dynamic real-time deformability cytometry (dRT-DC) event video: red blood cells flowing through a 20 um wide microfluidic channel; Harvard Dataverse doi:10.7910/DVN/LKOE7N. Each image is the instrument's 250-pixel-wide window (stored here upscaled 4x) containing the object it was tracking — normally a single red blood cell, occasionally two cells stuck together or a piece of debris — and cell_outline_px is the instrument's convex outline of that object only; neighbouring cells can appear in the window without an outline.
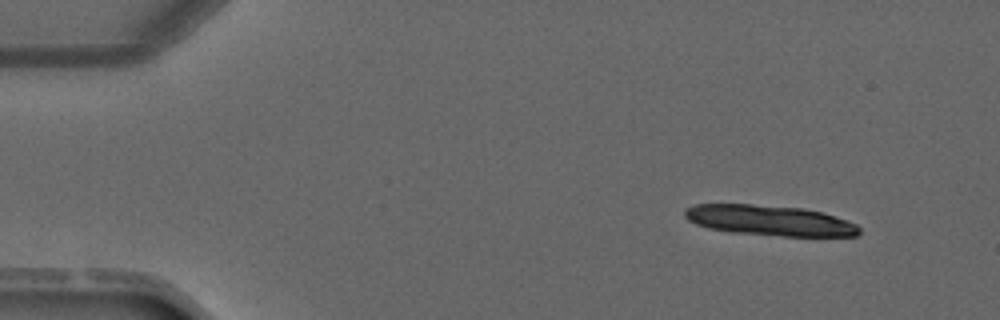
{"species": "common noctule bat (a hibernating species)", "species_latin": "Nyctalus noctula", "temperature_condition": "warm", "stored_images_in_passage": 4, "camera_frame_rate_fps": 3000, "um_per_image_px": 0.085, "animal": {"sex": "male", "forearm_length_mm": 52.5}, "frame": {"image": 1, "passage_image": 1, "time_ms": 0.0, "image_size_px": [1000, 320], "cell_outline_px": [[860, 232], [856, 236], [784, 236], [732, 232], [708, 228], [696, 224], [688, 220], [684, 216], [684, 208], [696, 204], [752, 204], [804, 208], [820, 212], [856, 224], [860, 228]], "centroid_in_image_um": [65.37, 18.73], "position_along_channel_um": 19.6, "area_um2": 30.75}}
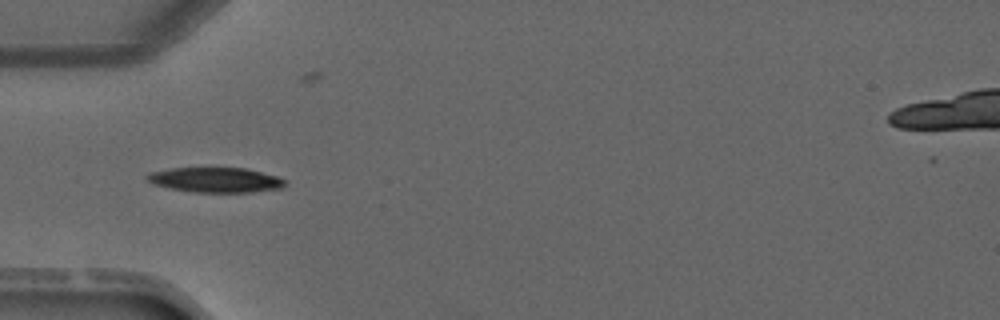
{"frame": {"image": 2, "passage_image": 3, "time_ms": 3.333, "image_size_px": [1000, 320], "cell_outline_px": [[284, 184], [280, 188], [252, 192], [196, 192], [168, 188], [152, 184], [144, 176], [148, 172], [172, 168], [244, 168], [276, 176], [284, 180]], "centroid_in_image_um": [18.23, 15.29], "position_along_channel_um": 66.8, "area_um2": 19.88}}
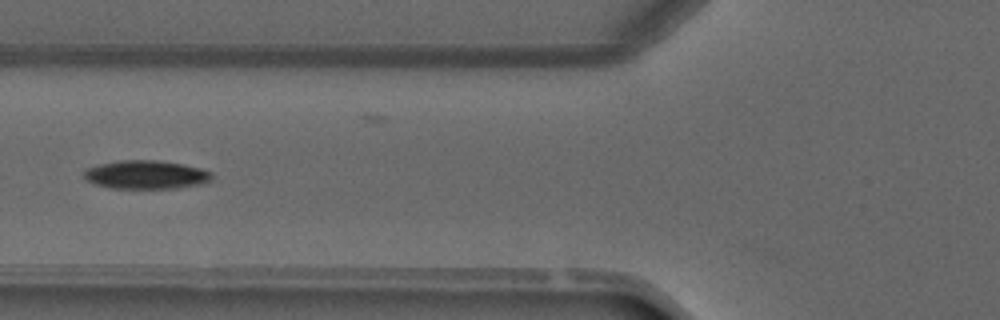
{"frame": {"image": 3, "passage_image": 4, "time_ms": 4.333, "image_size_px": [1000, 320], "cell_outline_px": [[212, 180], [204, 184], [176, 188], [112, 188], [96, 184], [88, 180], [84, 176], [84, 172], [88, 168], [100, 164], [116, 160], [160, 160], [184, 164], [200, 168], [212, 172]], "centroid_in_image_um": [12.47, 14.84], "position_along_channel_um": 113.3, "area_um2": 21.33}}